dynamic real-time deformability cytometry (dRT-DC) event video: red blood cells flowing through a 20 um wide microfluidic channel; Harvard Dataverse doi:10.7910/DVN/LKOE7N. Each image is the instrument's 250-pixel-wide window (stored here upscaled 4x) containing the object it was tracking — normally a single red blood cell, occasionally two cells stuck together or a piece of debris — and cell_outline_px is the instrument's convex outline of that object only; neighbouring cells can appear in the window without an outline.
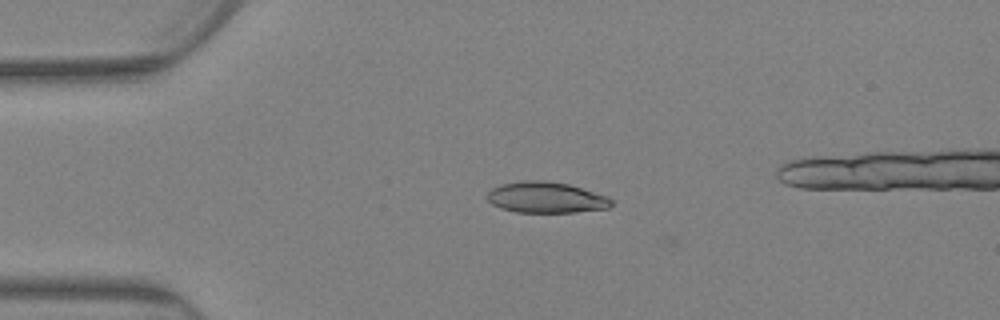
{"species": "Egyptian fruit bat (a non-hibernating species)", "species_latin": "Rousettus aegyptiacus", "temperature_condition": "warm", "stored_images_in_passage": 5, "camera_frame_rate_fps": 3000, "um_per_image_px": 0.085, "animal": {"sex": "female"}, "frame": {"image": 1, "passage_image": 1, "time_ms": 0.0, "image_size_px": [1000, 320], "cell_outline_px": [[612, 204], [608, 208], [576, 212], [516, 212], [500, 208], [492, 204], [484, 196], [492, 188], [500, 184], [520, 180], [544, 180], [568, 184], [608, 196], [612, 200]], "centroid_in_image_um": [46.37, 16.78], "position_along_channel_um": 38.6, "area_um2": 22.6}}